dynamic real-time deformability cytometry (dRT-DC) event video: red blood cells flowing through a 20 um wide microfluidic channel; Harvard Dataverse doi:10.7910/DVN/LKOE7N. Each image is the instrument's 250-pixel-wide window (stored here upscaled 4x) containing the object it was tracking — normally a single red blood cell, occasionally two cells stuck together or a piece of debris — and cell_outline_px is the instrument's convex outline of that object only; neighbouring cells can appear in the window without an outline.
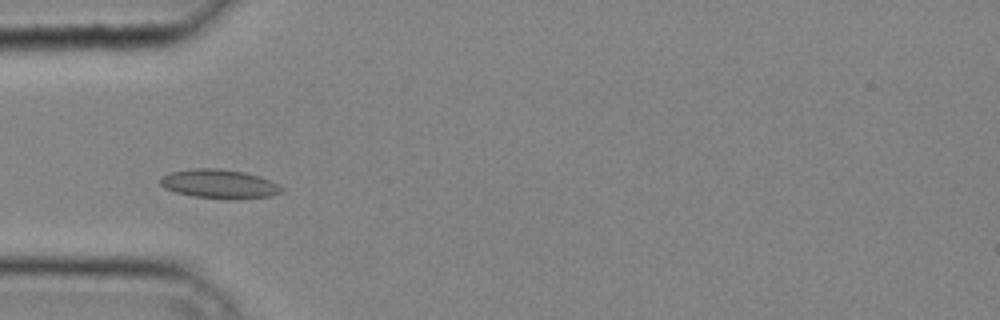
{"species": "common noctule bat (a hibernating species)", "species_latin": "Nyctalus noctula", "temperature_condition": "cold", "stored_images_in_passage": 33, "camera_frame_rate_fps": 3000, "um_per_image_px": 0.085, "animal": {"sex": "male", "body_mass_g": 20.4}, "frame": {"image": 1, "passage_image": 5, "time_ms": 1.333, "image_size_px": [1000, 320], "cell_outline_px": [[284, 192], [272, 196], [236, 200], [192, 196], [176, 192], [164, 188], [160, 184], [160, 180], [164, 176], [172, 172], [196, 168], [220, 168], [244, 172], [260, 176], [284, 188]], "centroid_in_image_um": [18.69, 15.65], "position_along_channel_um": 66.3, "area_um2": 20.58}}
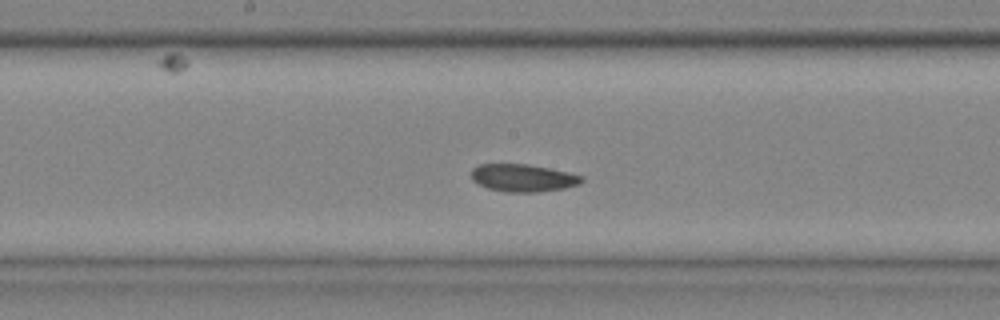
{"frame": {"image": 2, "passage_image": 14, "time_ms": 4.333, "image_size_px": [1000, 320], "cell_outline_px": [[584, 180], [580, 184], [564, 188], [536, 192], [504, 192], [488, 188], [472, 180], [472, 168], [480, 164], [528, 164], [568, 172], [584, 176]], "centroid_in_image_um": [44.47, 15.12], "position_along_channel_um": 203.7, "area_um2": 17.69}}
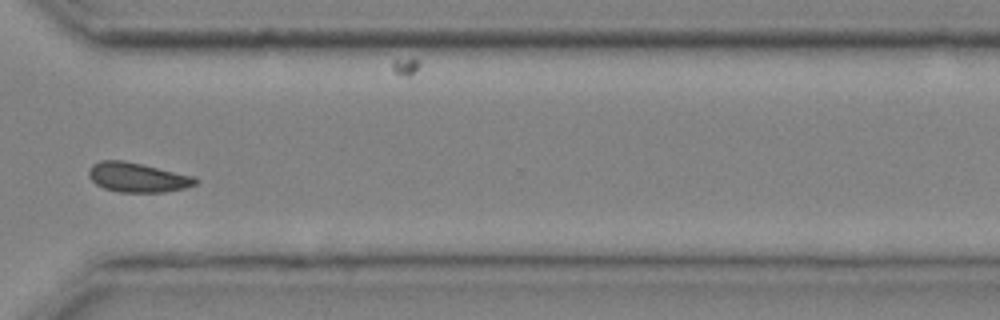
{"frame": {"image": 3, "passage_image": 24, "time_ms": 7.667, "image_size_px": [1000, 320], "cell_outline_px": [[200, 180], [196, 184], [184, 188], [164, 192], [120, 192], [104, 188], [96, 184], [88, 176], [88, 172], [92, 164], [100, 160], [124, 160], [144, 164], [196, 176]], "centroid_in_image_um": [11.72, 15.06], "position_along_channel_um": 358.9, "area_um2": 18.61}}